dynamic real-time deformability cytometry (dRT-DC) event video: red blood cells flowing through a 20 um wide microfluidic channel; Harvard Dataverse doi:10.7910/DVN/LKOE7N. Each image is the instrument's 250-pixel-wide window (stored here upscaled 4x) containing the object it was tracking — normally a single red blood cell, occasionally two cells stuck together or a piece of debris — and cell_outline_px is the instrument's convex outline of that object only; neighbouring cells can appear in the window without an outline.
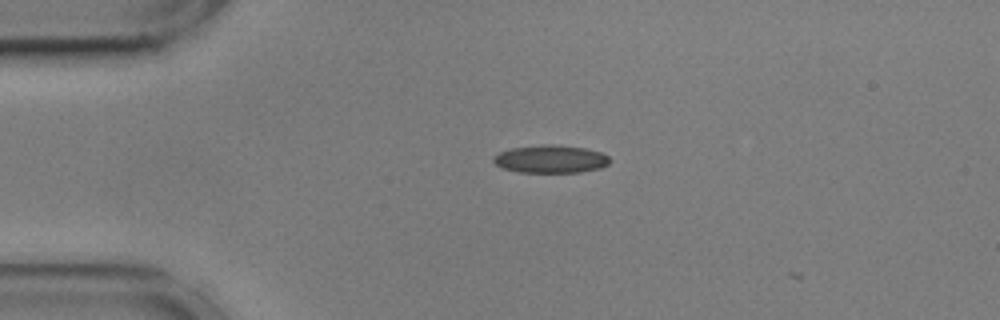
{"species": "common noctule bat (a hibernating species)", "species_latin": "Nyctalus noctula", "temperature_condition": "cold", "stored_images_in_passage": 3, "camera_frame_rate_fps": 3000, "um_per_image_px": 0.085, "animal": {"sex": "male", "body_mass_g": 17.9, "forearm_length_mm": 54.2}, "frame": {"image": 1, "passage_image": 2, "time_ms": 0.333, "image_size_px": [1000, 320], "cell_outline_px": [[608, 164], [600, 168], [580, 172], [520, 172], [500, 168], [492, 160], [492, 156], [500, 152], [512, 148], [544, 144], [556, 144], [584, 148], [600, 152], [608, 156]], "centroid_in_image_um": [46.76, 13.52], "position_along_channel_um": 38.2, "area_um2": 18.84}}